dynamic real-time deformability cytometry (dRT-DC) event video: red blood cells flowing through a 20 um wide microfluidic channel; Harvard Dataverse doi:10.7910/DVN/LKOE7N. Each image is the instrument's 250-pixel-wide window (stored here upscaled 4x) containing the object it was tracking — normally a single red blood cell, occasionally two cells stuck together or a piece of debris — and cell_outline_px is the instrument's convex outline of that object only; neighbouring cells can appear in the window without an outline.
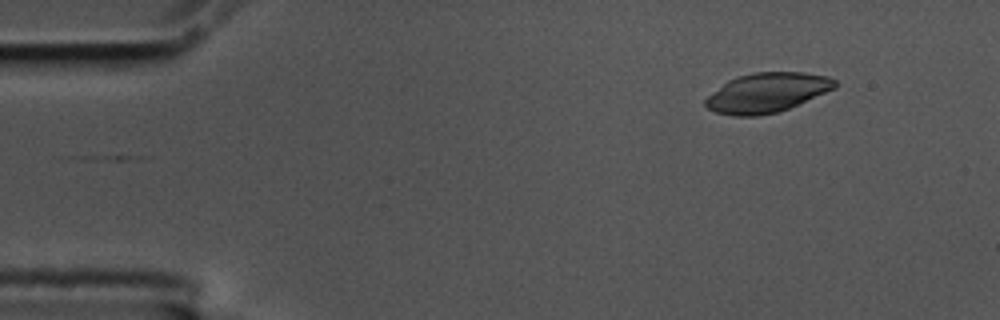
{"species": "common noctule bat (a hibernating species)", "species_latin": "Nyctalus noctula", "temperature_condition": "cold", "stored_images_in_passage": 2, "camera_frame_rate_fps": 3000, "um_per_image_px": 0.085, "animal": {"sex": "male", "body_mass_g": 17.5, "forearm_length_mm": 52.3}, "frame": {"image": 1, "passage_image": 2, "time_ms": 0.333, "image_size_px": [1000, 320], "cell_outline_px": [[840, 84], [836, 88], [788, 108], [776, 112], [756, 116], [732, 116], [716, 112], [708, 108], [704, 104], [704, 100], [708, 96], [728, 80], [740, 76], [756, 72], [804, 72], [828, 76], [836, 80]], "centroid_in_image_um": [65.22, 7.87], "position_along_channel_um": 19.8, "area_um2": 29.65}}